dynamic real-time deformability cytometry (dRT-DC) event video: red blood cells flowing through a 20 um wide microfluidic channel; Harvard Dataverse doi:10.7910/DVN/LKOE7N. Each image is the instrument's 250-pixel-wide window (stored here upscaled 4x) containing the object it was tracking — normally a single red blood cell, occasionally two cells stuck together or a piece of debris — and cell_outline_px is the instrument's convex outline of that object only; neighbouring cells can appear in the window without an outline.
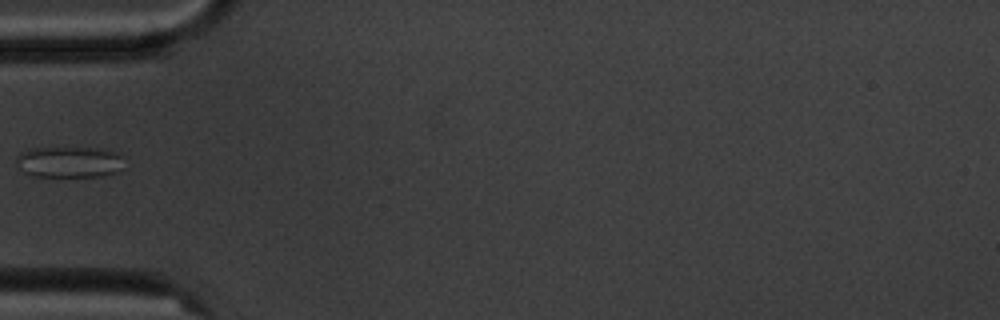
{"species": "common noctule bat (a hibernating species)", "species_latin": "Nyctalus noctula", "temperature_condition": "cold", "stored_images_in_passage": 6, "camera_frame_rate_fps": 3000, "um_per_image_px": 0.085, "animal": {"sex": "male", "body_mass_g": 20.1, "forearm_length_mm": 53.5}, "frame": {"image": 1, "passage_image": 6, "time_ms": 5.667, "image_size_px": [1000, 320], "cell_outline_px": [[124, 168], [120, 172], [100, 176], [32, 176], [24, 172], [16, 160], [16, 156], [20, 152], [32, 148], [112, 148], [120, 156]], "centroid_in_image_um": [5.94, 13.76], "position_along_channel_um": 79.1, "area_um2": 19.71}}